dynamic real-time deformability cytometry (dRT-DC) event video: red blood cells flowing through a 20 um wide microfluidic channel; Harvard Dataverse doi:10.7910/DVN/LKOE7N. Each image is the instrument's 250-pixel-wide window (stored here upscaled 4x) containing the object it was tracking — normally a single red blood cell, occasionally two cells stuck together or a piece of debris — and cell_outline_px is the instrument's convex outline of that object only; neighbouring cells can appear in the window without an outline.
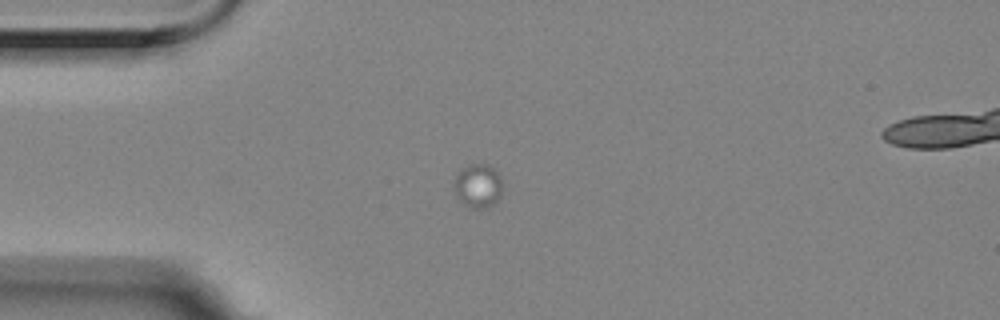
{"species": "Egyptian fruit bat (a non-hibernating species)", "species_latin": "Rousettus aegyptiacus", "temperature_condition": "room temperature", "stored_images_in_passage": 11, "camera_frame_rate_fps": 3000, "um_per_image_px": 0.085, "animal": {"sex": "female"}, "frame": {"image": 1, "passage_image": 1, "time_ms": 0.0, "image_size_px": [1000, 320], "cell_outline_px": [[500, 196], [492, 204], [484, 208], [468, 208], [456, 196], [452, 188], [452, 184], [456, 172], [460, 168], [468, 164], [488, 164], [500, 176]], "centroid_in_image_um": [40.53, 15.77], "position_along_channel_um": 44.5, "area_um2": 12.48}}
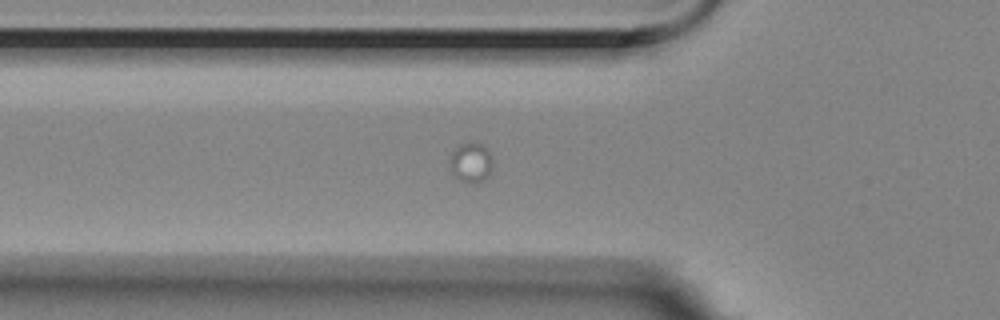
{"frame": {"image": 2, "passage_image": 7, "time_ms": 2.0, "image_size_px": [1000, 320], "cell_outline_px": [[492, 172], [480, 184], [468, 184], [460, 180], [452, 172], [448, 164], [452, 152], [460, 144], [468, 140], [480, 144], [488, 152], [492, 160]], "centroid_in_image_um": [40.02, 13.84], "position_along_channel_um": 85.8, "area_um2": 10.23}}